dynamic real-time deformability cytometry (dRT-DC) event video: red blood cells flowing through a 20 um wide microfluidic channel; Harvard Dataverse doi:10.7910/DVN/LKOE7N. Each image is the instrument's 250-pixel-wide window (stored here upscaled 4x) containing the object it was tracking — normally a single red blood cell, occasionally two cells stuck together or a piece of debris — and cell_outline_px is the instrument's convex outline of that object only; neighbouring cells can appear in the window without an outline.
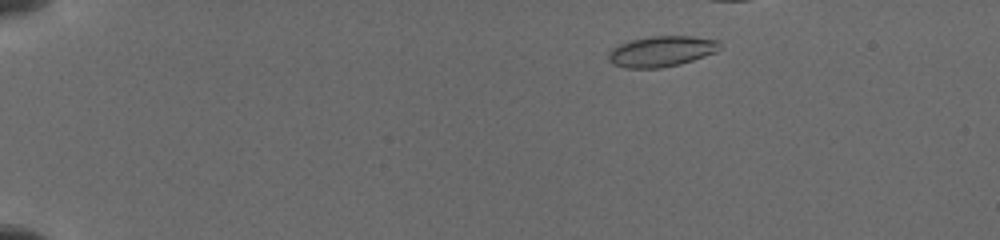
{"species": "common noctule bat (a hibernating species)", "species_latin": "Nyctalus noctula", "temperature_condition": "cold", "stored_images_in_passage": 26, "camera_frame_rate_fps": 3000, "um_per_image_px": 0.085, "animal": {"sex": "female", "body_mass_g": 19.5, "forearm_length_mm": 54.1}, "frame": {"image": 1, "passage_image": 5, "time_ms": 2.0, "image_size_px": [1000, 240], "cell_outline_px": [[720, 48], [716, 52], [680, 64], [660, 68], [624, 68], [612, 64], [608, 60], [608, 52], [612, 48], [620, 44], [632, 40], [652, 36], [692, 36], [720, 40]], "centroid_in_image_um": [56.22, 4.37], "position_along_channel_um": 28.8, "area_um2": 19.94}}
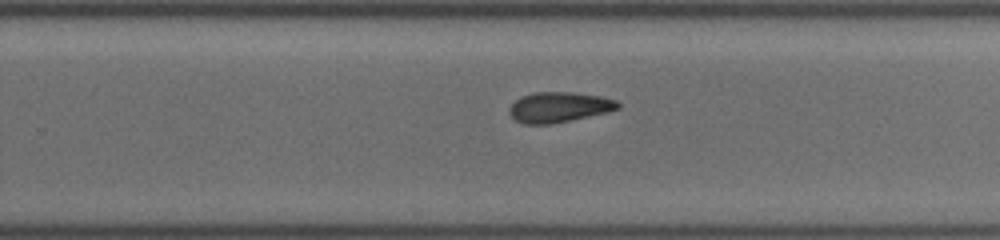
{"frame": {"image": 2, "passage_image": 20, "time_ms": 11.0, "image_size_px": [1000, 240], "cell_outline_px": [[620, 108], [608, 112], [548, 124], [524, 124], [516, 120], [508, 112], [508, 108], [516, 100], [524, 96], [536, 92], [572, 92], [600, 96], [616, 100], [620, 104]], "centroid_in_image_um": [47.52, 9.1], "position_along_channel_um": 282.3, "area_um2": 18.9}}
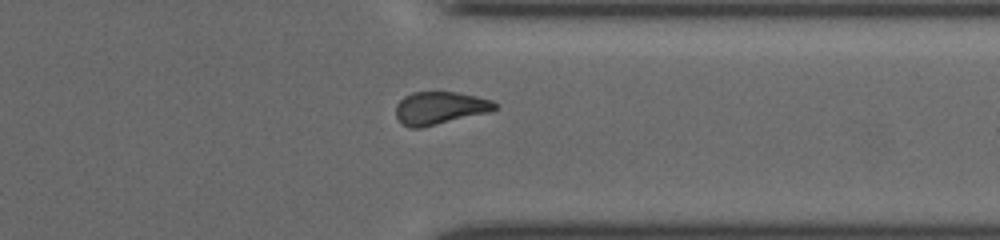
{"frame": {"image": 3, "passage_image": 25, "time_ms": 13.333, "image_size_px": [1000, 240], "cell_outline_px": [[496, 108], [492, 112], [420, 128], [412, 128], [404, 124], [396, 116], [396, 104], [404, 96], [412, 92], [456, 92], [476, 96], [492, 100], [496, 104]], "centroid_in_image_um": [37.41, 9.18], "position_along_channel_um": 374.0, "area_um2": 18.9}}